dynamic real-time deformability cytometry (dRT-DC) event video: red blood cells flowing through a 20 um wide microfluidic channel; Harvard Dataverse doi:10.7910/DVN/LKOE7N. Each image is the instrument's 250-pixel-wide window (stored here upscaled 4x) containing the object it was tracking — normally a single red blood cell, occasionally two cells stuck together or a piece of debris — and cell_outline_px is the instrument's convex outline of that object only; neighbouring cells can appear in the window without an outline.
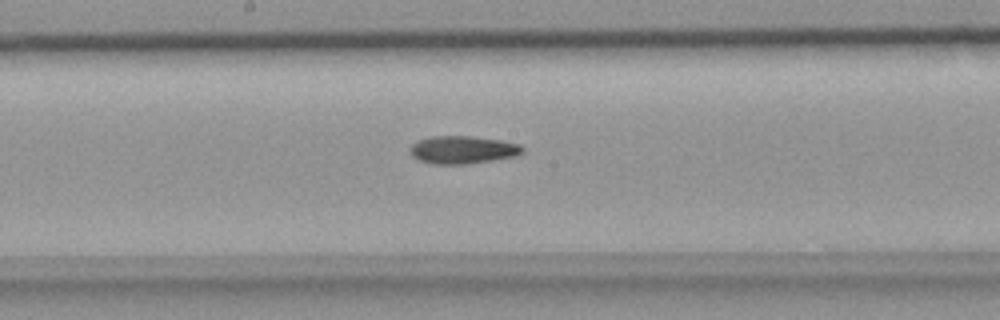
{"species": "common noctule bat (a hibernating species)", "species_latin": "Nyctalus noctula", "temperature_condition": "room temperature", "stored_images_in_passage": 33, "camera_frame_rate_fps": 3000, "um_per_image_px": 0.085, "animal": {"sex": "female", "body_mass_g": 18.4}, "frame": {"image": 1, "passage_image": 12, "time_ms": 3.667, "image_size_px": [1000, 320], "cell_outline_px": [[524, 152], [516, 156], [492, 160], [464, 164], [432, 164], [420, 160], [412, 156], [408, 148], [412, 144], [420, 140], [432, 136], [472, 136], [500, 140], [520, 144], [524, 148]], "centroid_in_image_um": [39.33, 12.73], "position_along_channel_um": 208.9, "area_um2": 18.21}}
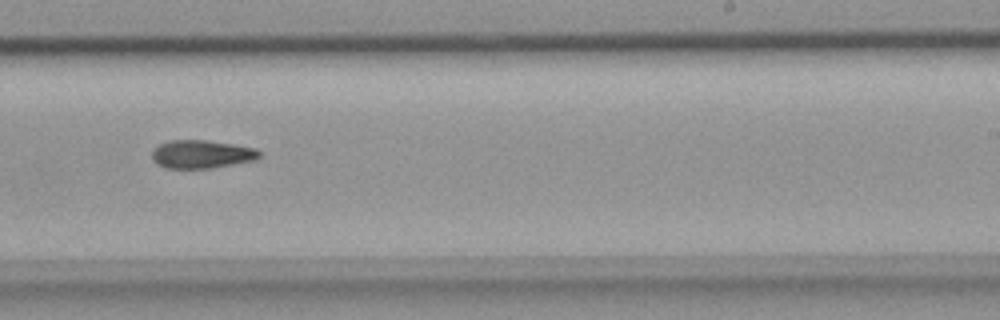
{"frame": {"image": 2, "passage_image": 16, "time_ms": 5.0, "image_size_px": [1000, 320], "cell_outline_px": [[260, 156], [256, 160], [212, 168], [164, 168], [156, 164], [152, 160], [152, 148], [168, 140], [204, 140], [232, 144], [256, 148], [260, 152]], "centroid_in_image_um": [17.1, 13.11], "position_along_channel_um": 271.9, "area_um2": 17.8}}
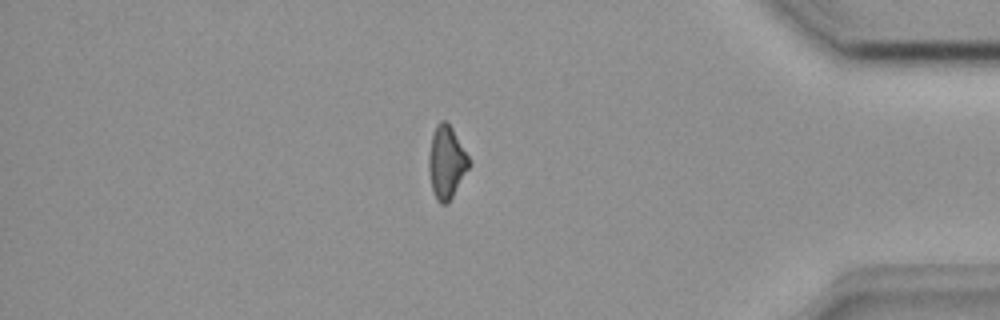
{"frame": {"image": 3, "passage_image": 26, "time_ms": 8.333, "image_size_px": [1000, 320], "cell_outline_px": [[468, 168], [448, 204], [440, 204], [436, 200], [432, 192], [428, 168], [428, 156], [432, 136], [436, 124], [440, 120], [448, 120], [468, 156]], "centroid_in_image_um": [37.91, 13.79], "position_along_channel_um": 397.3, "area_um2": 16.99}}